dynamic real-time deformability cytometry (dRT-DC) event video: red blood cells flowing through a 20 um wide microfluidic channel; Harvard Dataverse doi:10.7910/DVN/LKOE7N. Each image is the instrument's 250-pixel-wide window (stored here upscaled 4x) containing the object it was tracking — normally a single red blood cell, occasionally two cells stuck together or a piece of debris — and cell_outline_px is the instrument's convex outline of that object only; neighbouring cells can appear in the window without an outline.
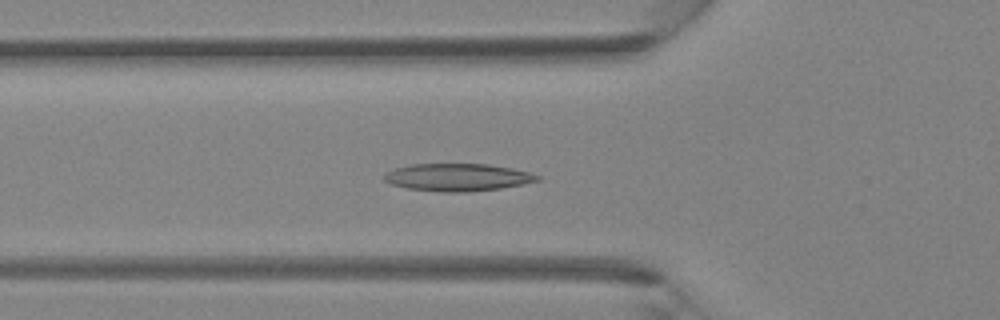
{"species": "Egyptian fruit bat (a non-hibernating species)", "species_latin": "Rousettus aegyptiacus", "temperature_condition": "room temperature", "stored_images_in_passage": 45, "camera_frame_rate_fps": 3000, "um_per_image_px": 0.085, "animal": {"sex": "female"}, "frame": {"image": 1, "passage_image": 16, "time_ms": 5.0, "image_size_px": [1000, 320], "cell_outline_px": [[540, 180], [500, 188], [468, 192], [444, 192], [408, 188], [392, 184], [384, 180], [384, 176], [388, 172], [396, 168], [412, 164], [488, 164], [512, 168], [528, 172], [540, 176]], "centroid_in_image_um": [38.91, 15.06], "position_along_channel_um": 86.9, "area_um2": 24.22}}
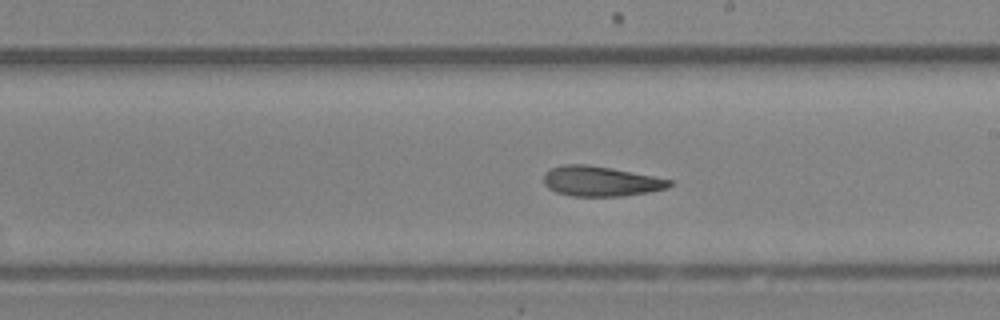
{"frame": {"image": 2, "passage_image": 26, "time_ms": 8.333, "image_size_px": [1000, 320], "cell_outline_px": [[672, 184], [668, 188], [648, 192], [624, 196], [572, 196], [556, 192], [548, 188], [544, 184], [544, 172], [560, 164], [588, 164], [612, 168], [672, 180]], "centroid_in_image_um": [51.03, 15.4], "position_along_channel_um": 238.0, "area_um2": 22.08}}
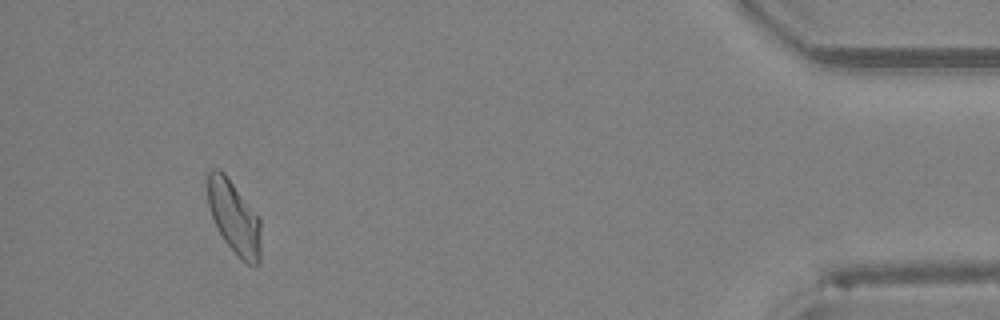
{"frame": {"image": 3, "passage_image": 42, "time_ms": 13.667, "image_size_px": [1000, 320], "cell_outline_px": [[260, 264], [256, 268], [248, 264], [224, 240], [216, 228], [208, 204], [208, 172], [212, 168], [220, 168], [224, 172], [260, 216]], "centroid_in_image_um": [19.92, 18.45], "position_along_channel_um": 415.3, "area_um2": 22.77}}